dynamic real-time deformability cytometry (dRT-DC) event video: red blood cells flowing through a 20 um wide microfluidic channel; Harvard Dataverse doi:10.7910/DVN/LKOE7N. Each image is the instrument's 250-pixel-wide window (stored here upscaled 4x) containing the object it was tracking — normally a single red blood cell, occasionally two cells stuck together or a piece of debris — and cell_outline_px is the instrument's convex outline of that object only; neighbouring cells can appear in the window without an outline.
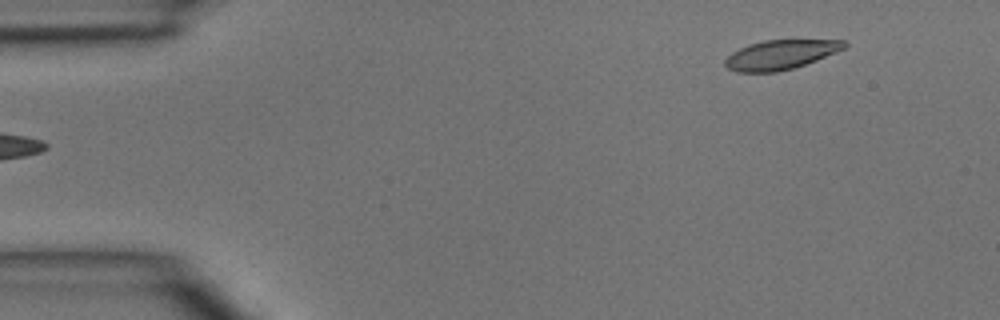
{"species": "common noctule bat (a hibernating species)", "species_latin": "Nyctalus noctula", "temperature_condition": "room temperature", "stored_images_in_passage": 43, "camera_frame_rate_fps": 3000, "um_per_image_px": 0.085, "animal": {"sex": "male", "body_mass_g": 15.6}, "frame": {"image": 1, "passage_image": 1, "time_ms": 0.0, "image_size_px": [1000, 320], "cell_outline_px": [[848, 44], [844, 48], [836, 52], [816, 60], [792, 68], [776, 72], [736, 72], [728, 68], [724, 64], [724, 60], [732, 52], [748, 44], [764, 40], [844, 40]], "centroid_in_image_um": [66.32, 4.64], "position_along_channel_um": 18.7, "area_um2": 20.29}}
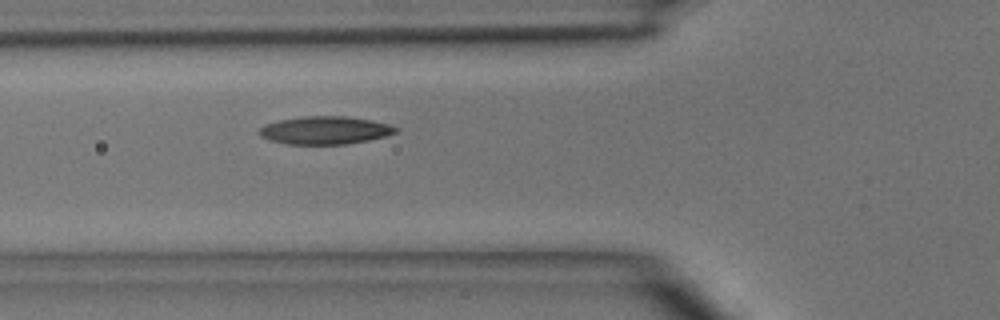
{"frame": {"image": 2, "passage_image": 13, "time_ms": 4.0, "image_size_px": [1000, 320], "cell_outline_px": [[400, 128], [396, 132], [384, 136], [368, 140], [344, 144], [288, 144], [268, 140], [260, 136], [256, 132], [264, 124], [280, 120], [304, 116], [344, 116], [372, 120], [388, 124]], "centroid_in_image_um": [27.59, 11.07], "position_along_channel_um": 98.2, "area_um2": 22.2}}
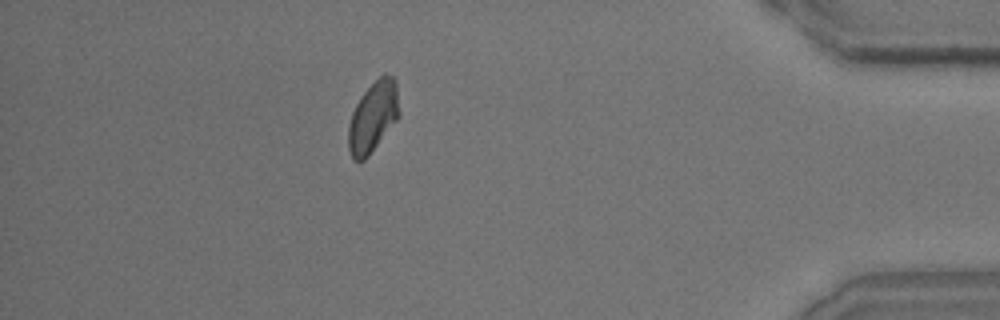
{"frame": {"image": 3, "passage_image": 38, "time_ms": 12.333, "image_size_px": [1000, 320], "cell_outline_px": [[400, 116], [368, 156], [364, 160], [352, 160], [348, 148], [348, 124], [352, 112], [356, 104], [364, 92], [384, 72], [392, 76], [396, 80], [400, 112]], "centroid_in_image_um": [31.72, 9.93], "position_along_channel_um": 403.5, "area_um2": 20.98}}